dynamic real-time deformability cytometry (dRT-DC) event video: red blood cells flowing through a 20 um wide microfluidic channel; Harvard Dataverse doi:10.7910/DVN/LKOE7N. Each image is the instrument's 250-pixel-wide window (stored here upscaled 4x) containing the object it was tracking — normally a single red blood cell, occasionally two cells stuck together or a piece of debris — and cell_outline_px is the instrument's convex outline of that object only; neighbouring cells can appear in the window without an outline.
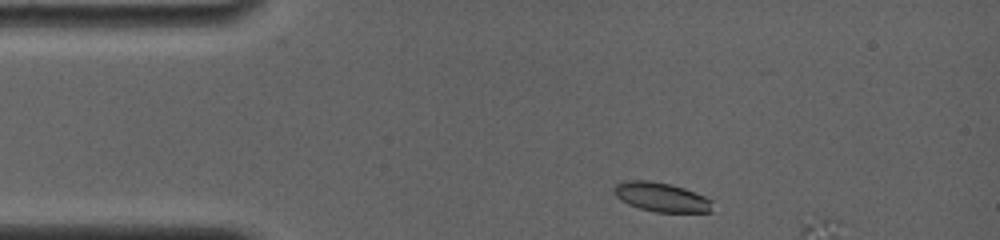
{"species": "common noctule bat (a hibernating species)", "species_latin": "Nyctalus noctula", "temperature_condition": "room temperature", "stored_images_in_passage": 3, "camera_frame_rate_fps": 4000, "um_per_image_px": 0.085, "animal": {"sex": "female", "body_mass_g": 19.0, "forearm_length_mm": 56.7}, "frame": {"image": 1, "passage_image": 1, "time_ms": 0.0, "image_size_px": [1000, 240], "cell_outline_px": [[712, 212], [656, 212], [640, 208], [628, 204], [620, 200], [612, 192], [612, 188], [616, 184], [624, 180], [648, 180], [672, 184], [684, 188], [704, 196], [712, 200]], "centroid_in_image_um": [56.18, 16.74], "position_along_channel_um": 28.8, "area_um2": 16.94}}